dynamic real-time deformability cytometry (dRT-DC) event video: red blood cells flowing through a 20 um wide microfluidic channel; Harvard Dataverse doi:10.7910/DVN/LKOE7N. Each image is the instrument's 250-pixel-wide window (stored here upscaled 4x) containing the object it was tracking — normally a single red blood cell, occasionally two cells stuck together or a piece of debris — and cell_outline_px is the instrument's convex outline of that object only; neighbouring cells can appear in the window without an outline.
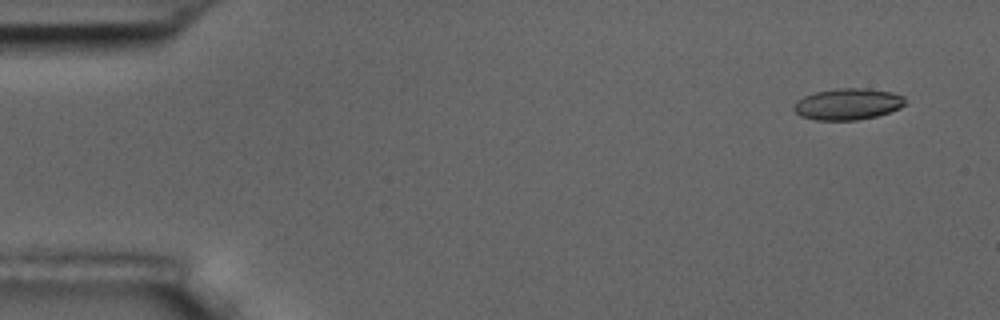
{"species": "common noctule bat (a hibernating species)", "species_latin": "Nyctalus noctula", "temperature_condition": "room temperature", "stored_images_in_passage": 4, "camera_frame_rate_fps": 3000, "um_per_image_px": 0.085, "animal": {"sex": "male", "body_mass_g": 17.5, "forearm_length_mm": 52.3}, "frame": {"image": 1, "passage_image": 1, "time_ms": 0.0, "image_size_px": [1000, 320], "cell_outline_px": [[904, 104], [900, 108], [876, 116], [856, 120], [816, 120], [800, 116], [792, 108], [792, 104], [796, 100], [804, 96], [816, 92], [840, 88], [868, 88], [892, 92], [904, 96]], "centroid_in_image_um": [72.03, 8.84], "position_along_channel_um": 13.0, "area_um2": 20.4}}